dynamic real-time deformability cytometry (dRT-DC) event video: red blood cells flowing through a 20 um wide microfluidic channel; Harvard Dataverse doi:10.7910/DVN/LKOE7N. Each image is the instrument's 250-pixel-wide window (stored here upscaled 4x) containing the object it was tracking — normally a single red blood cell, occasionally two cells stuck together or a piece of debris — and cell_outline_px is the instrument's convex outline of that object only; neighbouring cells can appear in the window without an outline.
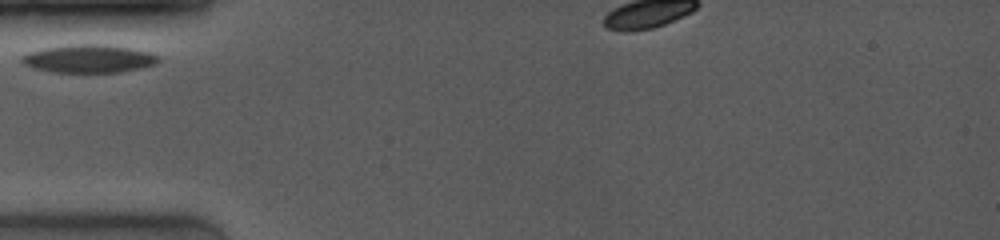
{"species": "common noctule bat (a hibernating species)", "species_latin": "Nyctalus noctula", "temperature_condition": "room temperature", "stored_images_in_passage": 16, "camera_frame_rate_fps": 4000, "um_per_image_px": 0.085, "animal": {"sex": "female", "body_mass_g": 19.0, "forearm_length_mm": 53.3}, "frame": {"image": 1, "passage_image": 1, "time_ms": 0.0, "image_size_px": [1000, 240], "cell_outline_px": [[160, 60], [156, 64], [140, 68], [120, 72], [52, 72], [36, 68], [24, 64], [20, 60], [20, 56], [28, 52], [44, 48], [72, 44], [104, 44], [132, 48], [148, 52], [160, 56]], "centroid_in_image_um": [7.56, 4.98], "position_along_channel_um": 77.4, "area_um2": 22.37}}